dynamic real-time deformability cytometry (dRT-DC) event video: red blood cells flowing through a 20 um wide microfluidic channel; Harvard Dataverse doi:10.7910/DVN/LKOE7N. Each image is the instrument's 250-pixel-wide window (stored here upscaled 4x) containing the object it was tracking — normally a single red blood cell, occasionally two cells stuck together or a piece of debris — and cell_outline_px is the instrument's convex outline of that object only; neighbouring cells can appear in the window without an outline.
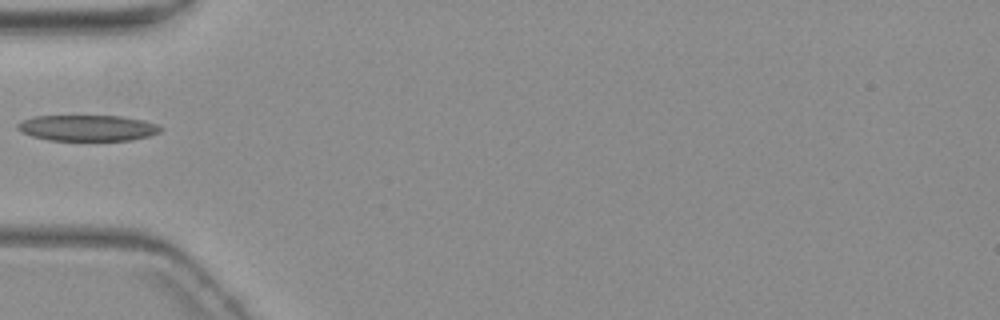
{"species": "common noctule bat (a hibernating species)", "species_latin": "Nyctalus noctula", "temperature_condition": "warm", "stored_images_in_passage": 8, "camera_frame_rate_fps": 3000, "um_per_image_px": 0.085, "animal": {"sex": "female", "body_mass_g": 19.3, "forearm_length_mm": 54.1}, "frame": {"image": 1, "passage_image": 5, "time_ms": 5.0, "image_size_px": [1000, 320], "cell_outline_px": [[164, 128], [160, 132], [148, 136], [132, 140], [48, 140], [32, 136], [16, 128], [16, 124], [20, 120], [32, 116], [120, 116], [144, 120], [156, 124]], "centroid_in_image_um": [7.43, 10.87], "position_along_channel_um": 77.6, "area_um2": 21.68}}
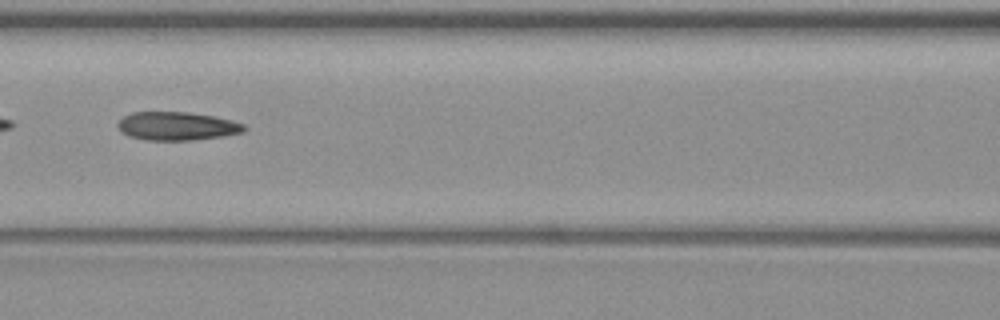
{"frame": {"image": 2, "passage_image": 7, "time_ms": 7.0, "image_size_px": [1000, 320], "cell_outline_px": [[248, 128], [244, 132], [224, 136], [192, 140], [144, 140], [128, 136], [120, 132], [116, 124], [124, 116], [132, 112], [188, 112], [216, 116], [232, 120], [244, 124]], "centroid_in_image_um": [15.05, 10.72], "position_along_channel_um": 151.5, "area_um2": 21.21}}
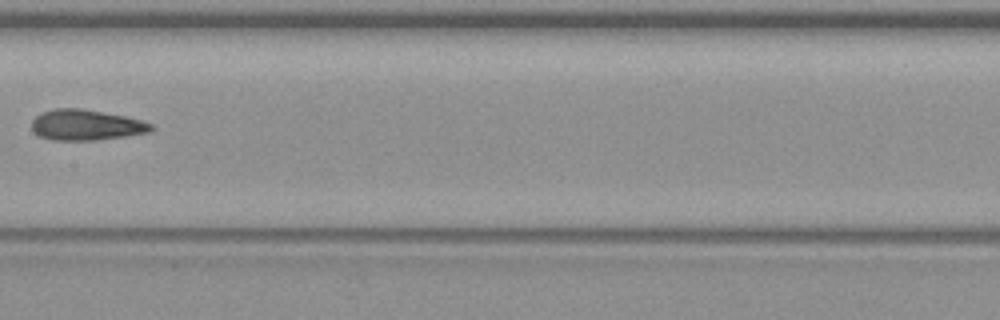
{"frame": {"image": 3, "passage_image": 8, "time_ms": 8.333, "image_size_px": [1000, 320], "cell_outline_px": [[156, 128], [152, 132], [96, 140], [52, 140], [40, 136], [32, 132], [32, 120], [40, 112], [56, 108], [80, 108], [124, 116], [140, 120], [152, 124]], "centroid_in_image_um": [7.3, 10.62], "position_along_channel_um": 200.1, "area_um2": 21.39}}